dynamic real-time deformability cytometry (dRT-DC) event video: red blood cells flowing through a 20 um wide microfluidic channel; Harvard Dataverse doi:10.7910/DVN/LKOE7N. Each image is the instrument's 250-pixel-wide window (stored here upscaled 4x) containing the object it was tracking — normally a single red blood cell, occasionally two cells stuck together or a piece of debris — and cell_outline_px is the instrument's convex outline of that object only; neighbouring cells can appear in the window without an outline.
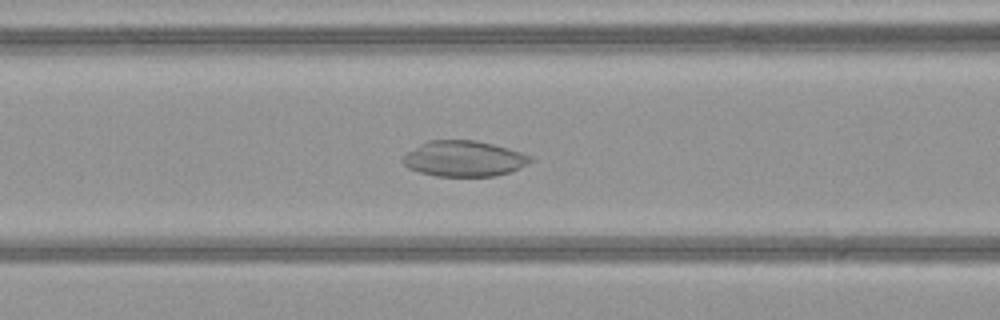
{"species": "common noctule bat (a hibernating species)", "species_latin": "Nyctalus noctula", "temperature_condition": "warm", "stored_images_in_passage": 35, "camera_frame_rate_fps": 3000, "um_per_image_px": 0.085, "animal": {"sex": "female", "body_mass_g": 21.9}, "frame": {"image": 1, "passage_image": 6, "time_ms": 1.667, "image_size_px": [1000, 320], "cell_outline_px": [[536, 160], [508, 172], [496, 176], [436, 176], [420, 172], [408, 168], [400, 160], [408, 152], [420, 144], [428, 140], [476, 140], [508, 148], [532, 156]], "centroid_in_image_um": [39.43, 13.48], "position_along_channel_um": 127.2, "area_um2": 26.47}}
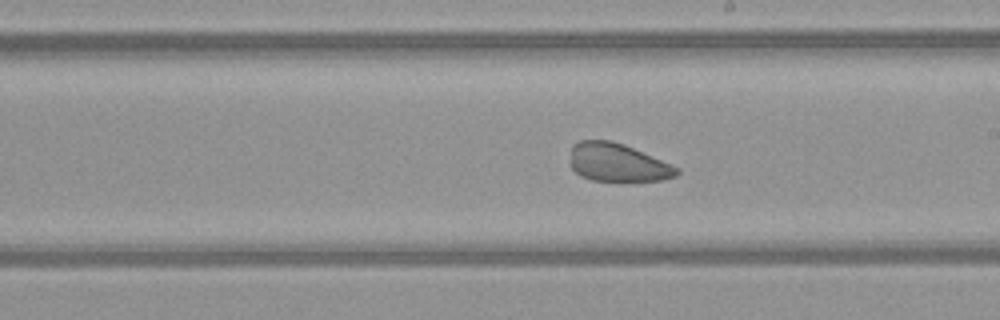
{"frame": {"image": 2, "passage_image": 14, "time_ms": 4.333, "image_size_px": [1000, 320], "cell_outline_px": [[680, 172], [676, 176], [664, 180], [592, 180], [580, 176], [568, 164], [572, 144], [580, 140], [612, 140], [624, 144], [672, 164], [680, 168]], "centroid_in_image_um": [52.47, 13.8], "position_along_channel_um": 236.5, "area_um2": 23.93}}
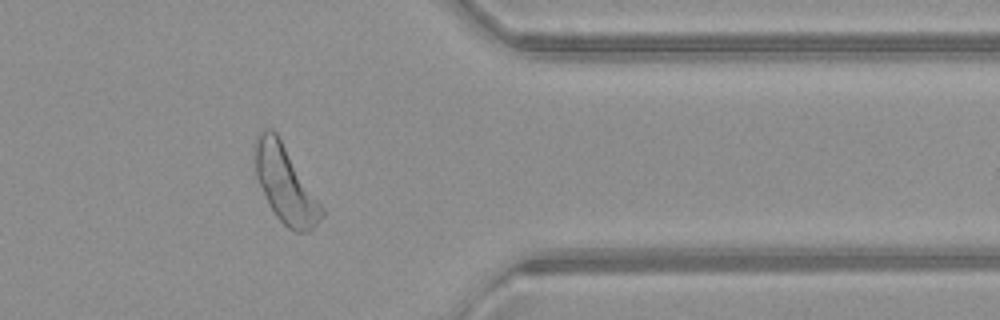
{"frame": {"image": 3, "passage_image": 26, "time_ms": 8.333, "image_size_px": [1000, 320], "cell_outline_px": [[324, 216], [308, 232], [296, 232], [288, 228], [276, 216], [268, 204], [256, 176], [256, 132], [264, 128], [272, 128], [276, 132], [324, 208]], "centroid_in_image_um": [24.25, 15.66], "position_along_channel_um": 387.1, "area_um2": 29.54}, "authors_computed_cell_mechanics": {"area_um2": 27.166, "velocity_mm_per_s": 4.094, "shape_relaxation_time_tau1_ms": 2.9428, "shape_relaxation_time_tau2_ms": 2.6681, "deformation_change_tau1": 0.1096, "deformation_change_tau2": 0.1015}}